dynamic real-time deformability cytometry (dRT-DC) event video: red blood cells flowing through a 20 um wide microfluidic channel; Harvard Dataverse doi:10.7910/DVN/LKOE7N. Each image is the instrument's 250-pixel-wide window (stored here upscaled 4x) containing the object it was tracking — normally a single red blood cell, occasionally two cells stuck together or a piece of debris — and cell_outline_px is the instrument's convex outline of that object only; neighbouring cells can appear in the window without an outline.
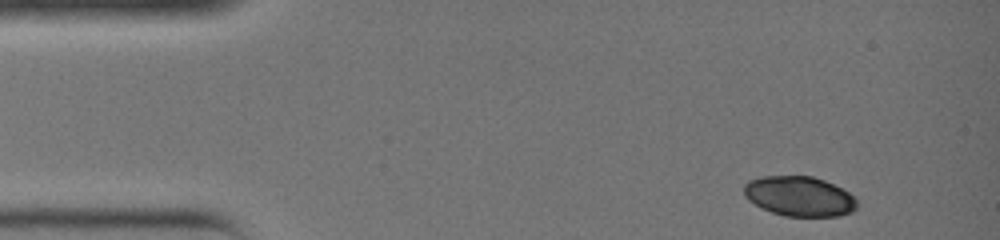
{"species": "common noctule bat (a hibernating species)", "species_latin": "Nyctalus noctula", "temperature_condition": "warm", "stored_images_in_passage": 4, "camera_frame_rate_fps": 3000, "um_per_image_px": 0.085, "animal": {"sex": "female", "body_mass_g": 19.0, "forearm_length_mm": 51.5}, "frame": {"image": 1, "passage_image": 1, "time_ms": 0.0, "image_size_px": [1000, 240], "cell_outline_px": [[856, 208], [852, 212], [840, 216], [784, 216], [760, 208], [748, 200], [744, 196], [744, 184], [748, 180], [760, 176], [812, 176], [824, 180], [848, 192], [856, 200]], "centroid_in_image_um": [67.9, 16.68], "position_along_channel_um": 17.1, "area_um2": 26.36}}
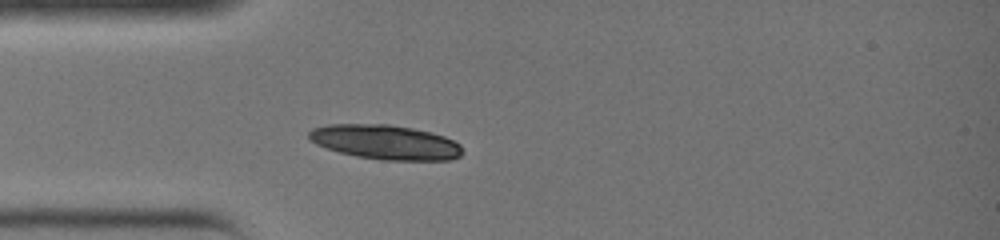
{"frame": {"image": 2, "passage_image": 4, "time_ms": 1.0, "image_size_px": [1000, 240], "cell_outline_px": [[464, 152], [460, 156], [448, 160], [384, 160], [356, 156], [340, 152], [316, 144], [308, 136], [308, 132], [312, 128], [328, 124], [388, 124], [412, 128], [432, 132], [444, 136], [460, 144]], "centroid_in_image_um": [32.78, 12.08], "position_along_channel_um": 52.2, "area_um2": 30.87}}